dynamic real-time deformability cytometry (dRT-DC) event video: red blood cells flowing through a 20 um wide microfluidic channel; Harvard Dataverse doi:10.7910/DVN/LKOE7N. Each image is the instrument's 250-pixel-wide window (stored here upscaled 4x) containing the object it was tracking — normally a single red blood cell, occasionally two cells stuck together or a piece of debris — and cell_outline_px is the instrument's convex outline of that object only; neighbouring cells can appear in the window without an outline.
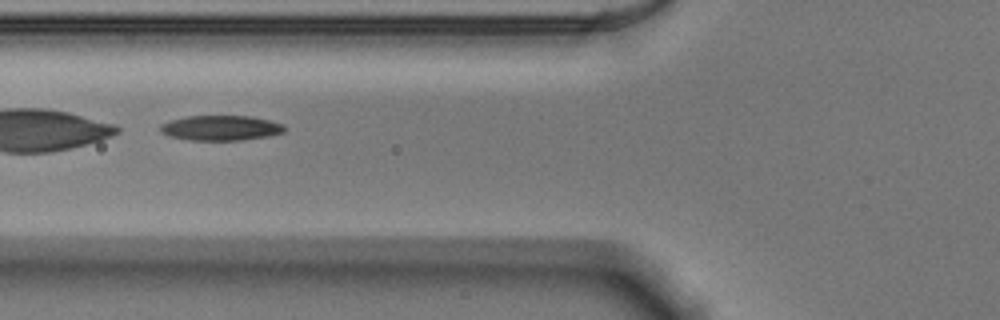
{"species": "Egyptian fruit bat (a non-hibernating species)", "species_latin": "Rousettus aegyptiacus", "temperature_condition": "warm", "stored_images_in_passage": 39, "camera_frame_rate_fps": 3000, "um_per_image_px": 0.085, "animal": {"sex": "male"}, "frame": {"image": 1, "passage_image": 9, "time_ms": 2.667, "image_size_px": [1000, 320], "cell_outline_px": [[288, 128], [284, 132], [272, 136], [244, 140], [192, 140], [168, 136], [160, 132], [160, 124], [172, 120], [188, 116], [252, 116], [284, 124]], "centroid_in_image_um": [18.82, 10.88], "position_along_channel_um": 107.0, "area_um2": 18.32}}
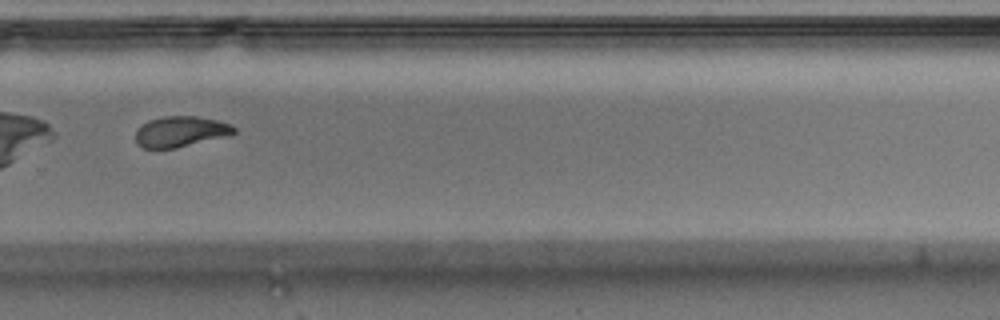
{"frame": {"image": 2, "passage_image": 25, "time_ms": 8.0, "image_size_px": [1000, 320], "cell_outline_px": [[236, 132], [176, 148], [144, 148], [136, 144], [136, 128], [148, 120], [164, 116], [196, 116], [216, 120], [232, 124], [236, 128]], "centroid_in_image_um": [15.28, 11.17], "position_along_channel_um": 314.5, "area_um2": 17.34}}
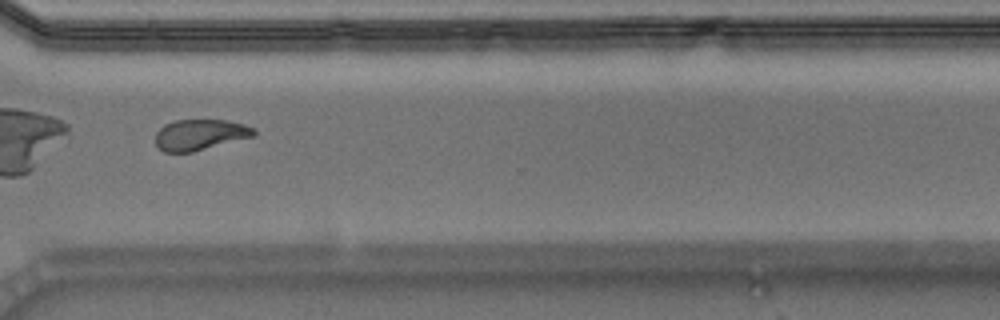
{"frame": {"image": 3, "passage_image": 28, "time_ms": 9.0, "image_size_px": [1000, 320], "cell_outline_px": [[256, 136], [192, 152], [164, 152], [156, 144], [156, 132], [164, 124], [176, 120], [224, 120], [244, 124], [252, 128], [256, 132]], "centroid_in_image_um": [17.01, 11.45], "position_along_channel_um": 353.6, "area_um2": 17.63}, "authors_computed_cell_mechanics": {"area_um2": 18.5538, "velocity_mm_per_s": 3.8878, "shape_relaxation_time_tau1_ms": 5.2797, "shape_relaxation_time_tau2_ms": 3.8271, "deformation_change_tau1": 0.1909, "deformation_change_tau2": 0.1062}}